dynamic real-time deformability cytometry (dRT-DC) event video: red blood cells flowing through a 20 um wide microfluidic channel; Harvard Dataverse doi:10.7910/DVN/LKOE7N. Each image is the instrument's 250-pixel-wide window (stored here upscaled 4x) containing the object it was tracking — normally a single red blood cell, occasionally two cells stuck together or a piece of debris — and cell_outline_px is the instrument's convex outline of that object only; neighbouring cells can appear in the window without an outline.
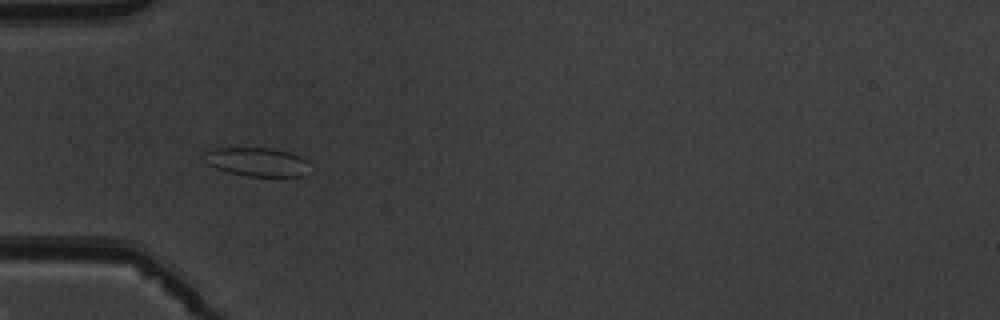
{"species": "common noctule bat (a hibernating species)", "species_latin": "Nyctalus noctula", "temperature_condition": "warm", "stored_images_in_passage": 6, "camera_frame_rate_fps": 3000, "um_per_image_px": 0.085, "animal": {"sex": "male", "body_mass_g": 19.5, "forearm_length_mm": 54.6}, "frame": {"image": 1, "passage_image": 4, "time_ms": 3.667, "image_size_px": [1000, 320], "cell_outline_px": [[308, 160], [304, 176], [248, 176], [228, 172], [216, 168], [208, 164], [204, 152], [216, 148], [272, 148], [288, 152], [300, 156]], "centroid_in_image_um": [21.85, 13.76], "position_along_channel_um": 63.2, "area_um2": 17.4}}
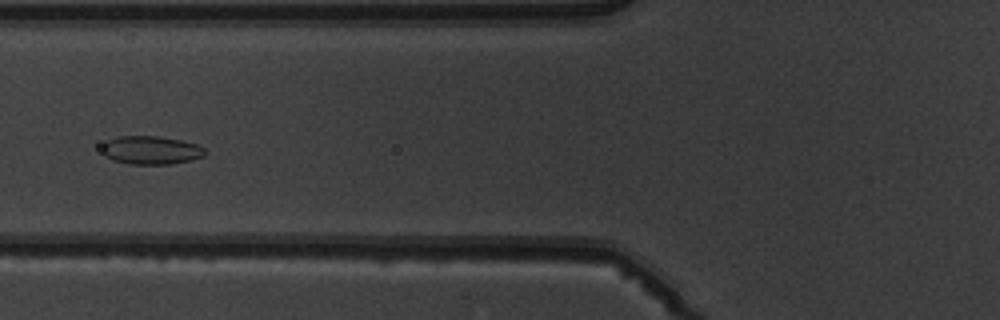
{"frame": {"image": 2, "passage_image": 5, "time_ms": 5.0, "image_size_px": [1000, 320], "cell_outline_px": [[208, 152], [204, 156], [192, 160], [168, 164], [128, 164], [112, 160], [104, 156], [104, 144], [108, 140], [116, 136], [156, 136], [180, 140], [196, 144], [204, 148]], "centroid_in_image_um": [12.86, 12.77], "position_along_channel_um": 112.9, "area_um2": 16.99}}
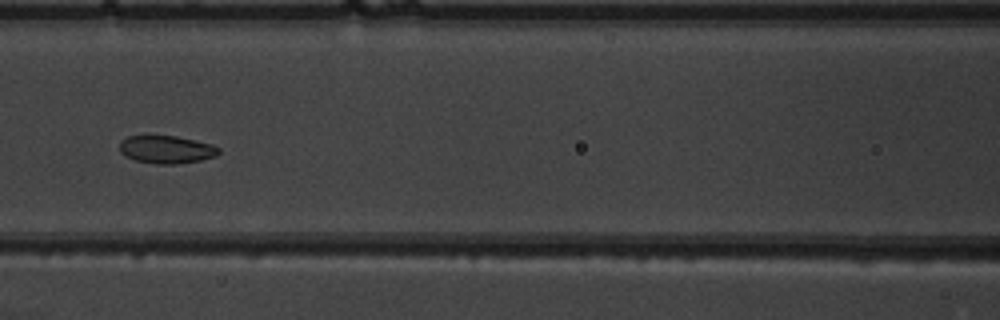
{"frame": {"image": 3, "passage_image": 6, "time_ms": 6.0, "image_size_px": [1000, 320], "cell_outline_px": [[220, 152], [216, 156], [200, 160], [176, 164], [156, 164], [136, 160], [124, 156], [120, 152], [120, 140], [128, 136], [176, 136], [212, 144], [220, 148]], "centroid_in_image_um": [14.14, 12.71], "position_along_channel_um": 152.5, "area_um2": 16.07}}